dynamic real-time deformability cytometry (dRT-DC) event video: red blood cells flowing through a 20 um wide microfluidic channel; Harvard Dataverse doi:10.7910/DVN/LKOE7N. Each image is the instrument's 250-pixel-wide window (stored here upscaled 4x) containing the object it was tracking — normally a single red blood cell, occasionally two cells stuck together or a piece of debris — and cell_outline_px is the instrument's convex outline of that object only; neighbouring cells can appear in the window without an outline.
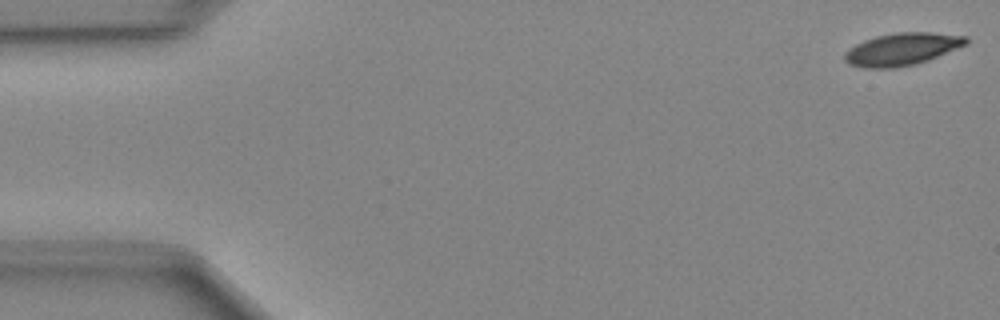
{"species": "Egyptian fruit bat (a non-hibernating species)", "species_latin": "Rousettus aegyptiacus", "temperature_condition": "cold", "stored_images_in_passage": 49, "camera_frame_rate_fps": 3000, "um_per_image_px": 0.085, "animal": {"sex": "female"}, "frame": {"image": 1, "passage_image": 1, "time_ms": 0.0, "image_size_px": [1000, 320], "cell_outline_px": [[968, 44], [928, 60], [916, 64], [892, 68], [860, 68], [848, 64], [844, 60], [844, 52], [856, 44], [864, 40], [876, 36], [896, 32], [932, 32], [968, 36]], "centroid_in_image_um": [76.66, 4.18], "position_along_channel_um": 8.3, "area_um2": 23.12}}
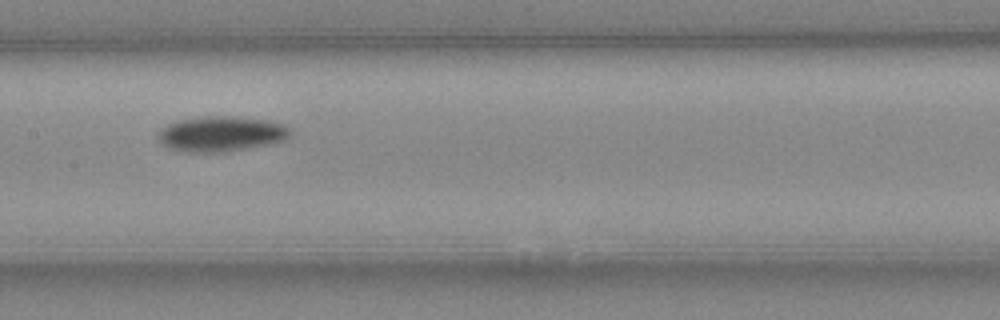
{"frame": {"image": 2, "passage_image": 24, "time_ms": 7.667, "image_size_px": [1000, 320], "cell_outline_px": [[292, 132], [284, 140], [268, 144], [224, 152], [184, 152], [168, 148], [160, 144], [160, 128], [168, 124], [180, 120], [204, 116], [232, 116], [268, 120], [280, 124], [288, 128]], "centroid_in_image_um": [18.77, 11.38], "position_along_channel_um": 188.6, "area_um2": 26.93}}
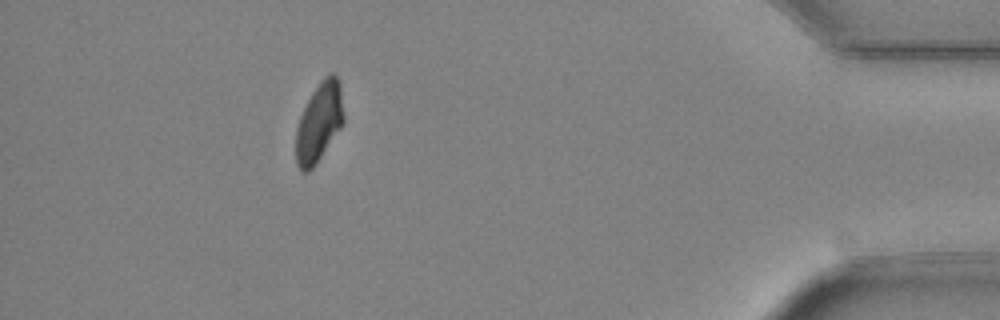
{"frame": {"image": 3, "passage_image": 44, "time_ms": 14.333, "image_size_px": [1000, 320], "cell_outline_px": [[344, 120], [340, 128], [316, 164], [308, 172], [300, 172], [296, 164], [296, 128], [300, 116], [312, 92], [320, 80], [328, 72], [332, 72], [340, 80], [344, 116]], "centroid_in_image_um": [27.12, 10.37], "position_along_channel_um": 408.1, "area_um2": 22.2}}